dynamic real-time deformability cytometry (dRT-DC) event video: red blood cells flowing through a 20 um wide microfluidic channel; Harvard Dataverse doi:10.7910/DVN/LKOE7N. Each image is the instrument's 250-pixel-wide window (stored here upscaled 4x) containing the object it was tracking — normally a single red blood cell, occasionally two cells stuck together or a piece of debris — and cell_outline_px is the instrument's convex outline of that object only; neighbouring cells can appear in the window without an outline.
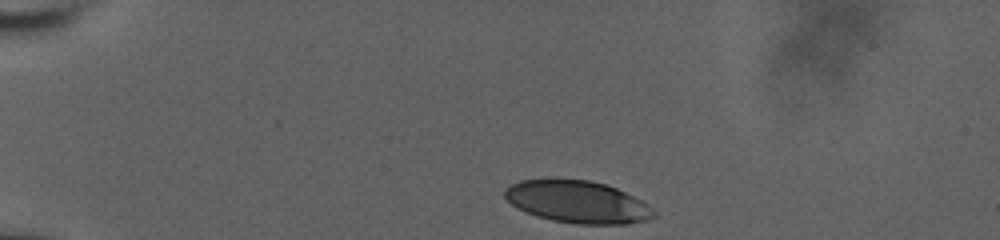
{"species": "human", "species_latin": "Homo sapiens", "temperature_condition": "room temperature", "stored_images_in_passage": 8, "camera_frame_rate_fps": 3000, "um_per_image_px": 0.085, "donor": {"sex": "male"}, "frame": {"image": 1, "passage_image": 1, "time_ms": 0.0, "image_size_px": [1000, 240], "cell_outline_px": [[656, 216], [648, 220], [624, 224], [576, 224], [552, 220], [536, 216], [512, 204], [504, 196], [504, 188], [520, 180], [588, 180], [608, 184], [648, 204], [656, 212]], "centroid_in_image_um": [49.12, 17.17], "position_along_channel_um": 35.9, "area_um2": 36.36}}
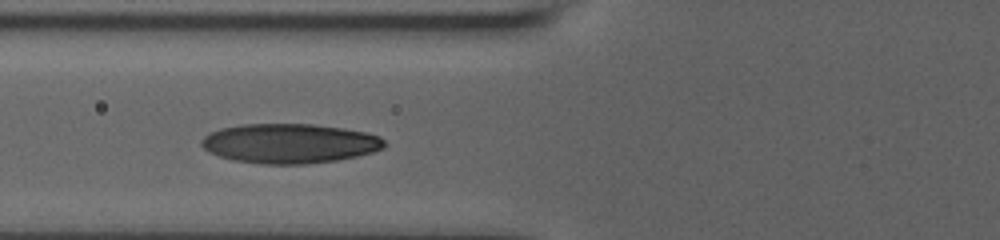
{"frame": {"image": 2, "passage_image": 6, "time_ms": 3.667, "image_size_px": [1000, 240], "cell_outline_px": [[388, 144], [384, 148], [372, 152], [356, 156], [336, 160], [304, 164], [260, 164], [232, 160], [208, 152], [200, 144], [200, 140], [208, 132], [220, 128], [240, 124], [312, 124], [340, 128], [364, 132], [380, 136]], "centroid_in_image_um": [24.57, 12.19], "position_along_channel_um": 101.2, "area_um2": 42.37}}
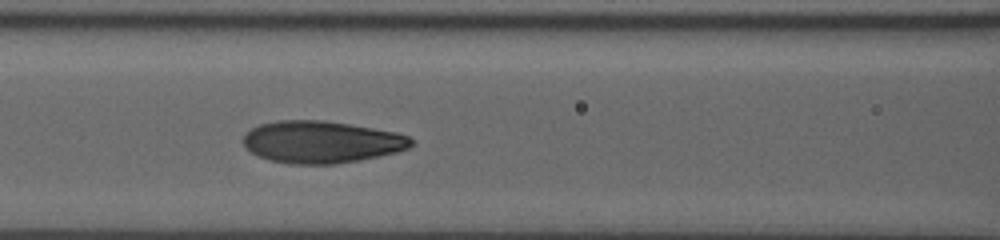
{"frame": {"image": 3, "passage_image": 8, "time_ms": 4.667, "image_size_px": [1000, 240], "cell_outline_px": [[412, 144], [408, 148], [396, 152], [360, 160], [336, 164], [292, 164], [268, 160], [252, 152], [244, 144], [244, 136], [252, 128], [260, 124], [276, 120], [324, 120], [396, 132], [408, 136], [412, 140]], "centroid_in_image_um": [27.32, 12.07], "position_along_channel_um": 139.3, "area_um2": 40.92}}